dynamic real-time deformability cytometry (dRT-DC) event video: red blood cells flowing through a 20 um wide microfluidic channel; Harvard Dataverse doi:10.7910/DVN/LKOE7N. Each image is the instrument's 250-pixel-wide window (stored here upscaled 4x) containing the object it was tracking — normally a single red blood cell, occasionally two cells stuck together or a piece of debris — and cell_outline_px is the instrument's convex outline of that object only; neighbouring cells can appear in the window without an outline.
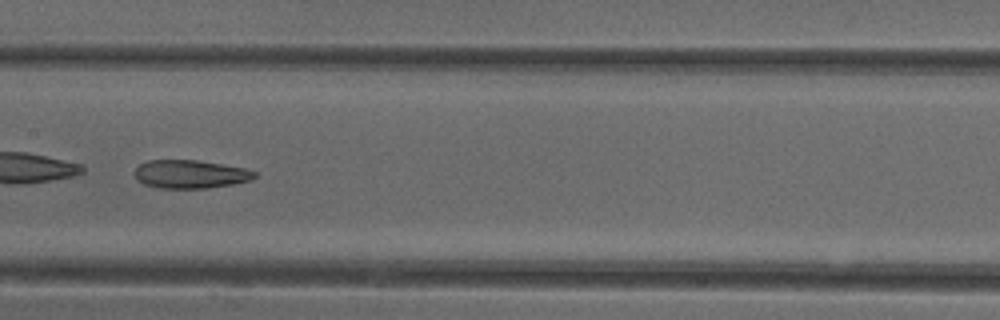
{"species": "common noctule bat (a hibernating species)", "species_latin": "Nyctalus noctula", "temperature_condition": "cold", "stored_images_in_passage": 36, "camera_frame_rate_fps": 3000, "um_per_image_px": 0.085, "animal": {"sex": "female"}, "frame": {"image": 1, "passage_image": 11, "time_ms": 3.333, "image_size_px": [1000, 320], "cell_outline_px": [[256, 176], [252, 180], [232, 184], [208, 188], [160, 188], [144, 184], [136, 180], [132, 172], [140, 164], [148, 160], [196, 160], [244, 168], [256, 172]], "centroid_in_image_um": [16.13, 14.81], "position_along_channel_um": 191.3, "area_um2": 19.83}, "authors_computed_cell_mechanics": {"area_um2": 20.8369, "velocity_mm_per_s": 3.9454, "shape_relaxation_time_tau1_ms": null, "shape_relaxation_time_tau2_ms": 3.1319, "deformation_change_tau1": null, "deformation_change_tau2": 0.1168}}